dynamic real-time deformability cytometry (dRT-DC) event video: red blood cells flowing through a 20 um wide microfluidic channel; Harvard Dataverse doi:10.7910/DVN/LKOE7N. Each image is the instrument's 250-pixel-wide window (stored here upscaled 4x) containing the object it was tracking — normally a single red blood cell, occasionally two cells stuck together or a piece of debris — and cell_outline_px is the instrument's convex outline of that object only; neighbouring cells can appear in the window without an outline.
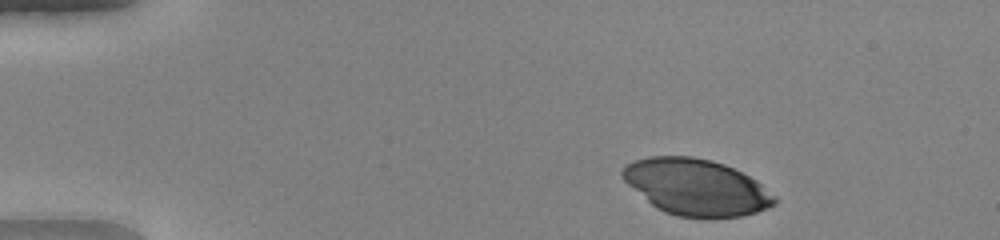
{"species": "human", "species_latin": "Homo sapiens", "temperature_condition": "warm", "stored_images_in_passage": 43, "camera_frame_rate_fps": 3000, "um_per_image_px": 0.085, "donor": {"sex": "female"}, "frame": {"image": 1, "passage_image": 1, "time_ms": 0.0, "image_size_px": [1000, 240], "cell_outline_px": [[776, 204], [768, 208], [756, 212], [740, 216], [676, 216], [664, 212], [656, 208], [628, 184], [620, 176], [620, 172], [624, 164], [648, 156], [692, 156], [712, 160], [724, 164], [756, 180], [776, 196]], "centroid_in_image_um": [59.15, 15.88], "position_along_channel_um": 25.8, "area_um2": 49.48}}
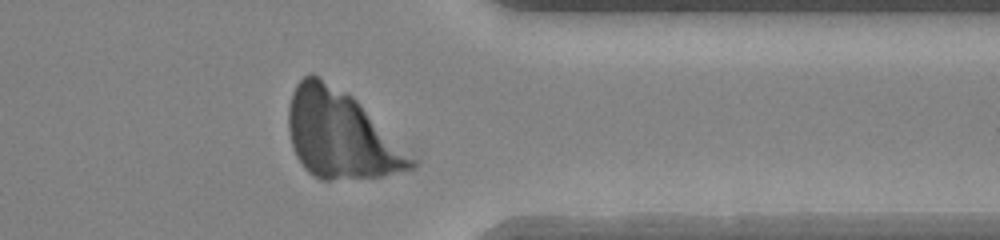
{"frame": {"image": 2, "passage_image": 34, "time_ms": 11.0, "image_size_px": [1000, 240], "cell_outline_px": [[420, 160], [416, 168], [384, 176], [332, 180], [320, 180], [312, 176], [304, 168], [296, 156], [288, 132], [288, 104], [292, 92], [296, 84], [308, 72], [312, 72], [352, 96]], "centroid_in_image_um": [29.0, 11.47], "position_along_channel_um": 382.4, "area_um2": 63.52}}
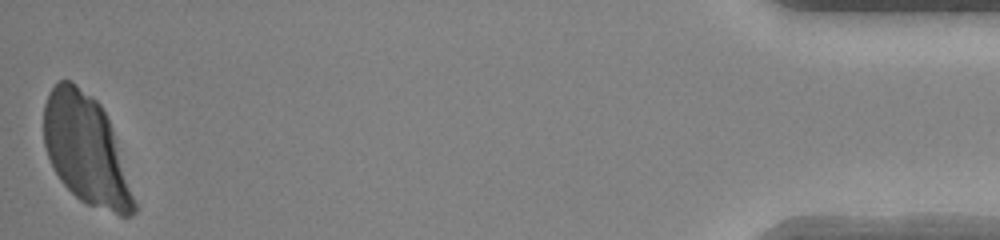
{"frame": {"image": 3, "passage_image": 43, "time_ms": 14.0, "image_size_px": [1000, 240], "cell_outline_px": [[136, 212], [132, 216], [120, 216], [88, 204], [80, 200], [60, 180], [48, 156], [44, 144], [44, 104], [48, 92], [60, 80], [72, 80], [92, 96], [100, 104], [112, 128], [136, 204]], "centroid_in_image_um": [7.29, 12.72], "position_along_channel_um": 427.9, "area_um2": 56.93}}